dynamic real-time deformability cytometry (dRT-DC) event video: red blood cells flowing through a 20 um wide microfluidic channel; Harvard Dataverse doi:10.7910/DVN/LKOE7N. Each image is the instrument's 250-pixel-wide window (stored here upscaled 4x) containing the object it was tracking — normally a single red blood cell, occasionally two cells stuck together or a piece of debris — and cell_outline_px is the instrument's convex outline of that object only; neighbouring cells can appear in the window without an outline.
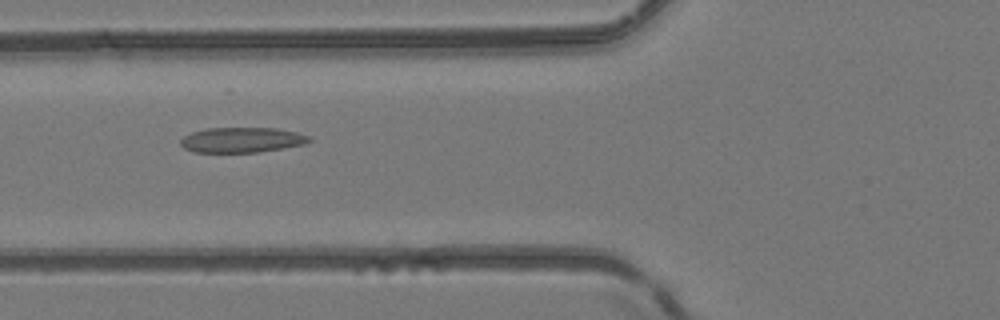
{"species": "common noctule bat (a hibernating species)", "species_latin": "Nyctalus noctula", "temperature_condition": "room temperature", "stored_images_in_passage": 47, "camera_frame_rate_fps": 3000, "um_per_image_px": 0.085, "animal": {"sex": "female", "body_mass_g": 24.6, "forearm_length_mm": 56.2}, "frame": {"image": 1, "passage_image": 17, "time_ms": 5.333, "image_size_px": [1000, 320], "cell_outline_px": [[312, 140], [304, 144], [256, 152], [192, 152], [184, 148], [180, 144], [180, 140], [184, 136], [192, 132], [208, 128], [276, 128], [296, 132], [312, 136]], "centroid_in_image_um": [20.55, 11.89], "position_along_channel_um": 105.3, "area_um2": 18.79}}
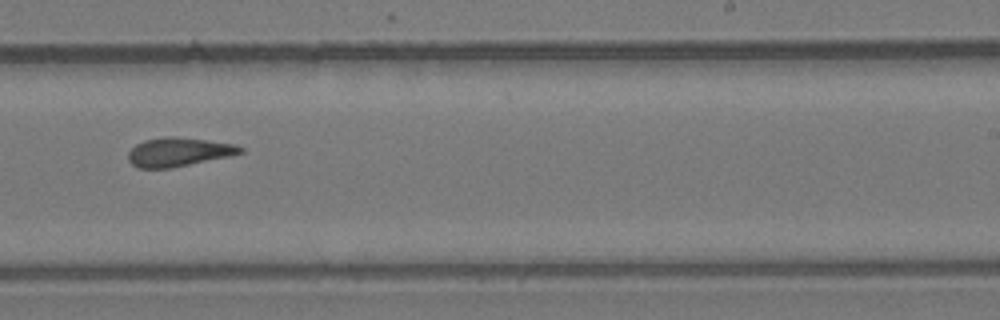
{"frame": {"image": 2, "passage_image": 29, "time_ms": 9.333, "image_size_px": [1000, 320], "cell_outline_px": [[244, 152], [228, 156], [172, 168], [136, 168], [128, 160], [128, 152], [136, 144], [144, 140], [164, 136], [172, 136], [236, 144], [244, 148]], "centroid_in_image_um": [15.15, 12.92], "position_along_channel_um": 273.8, "area_um2": 18.79}}
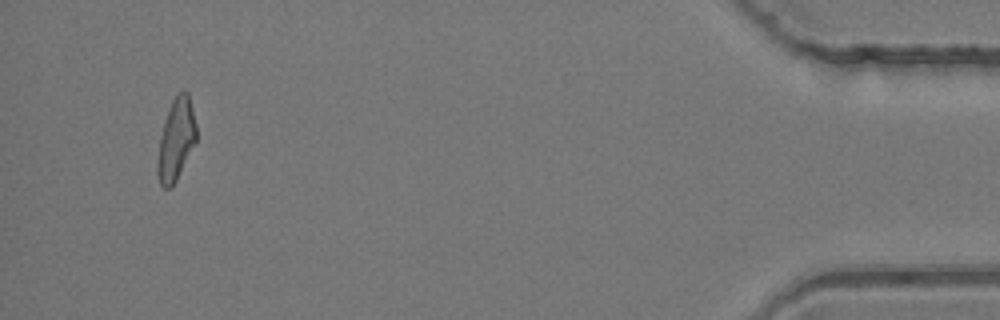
{"frame": {"image": 3, "passage_image": 45, "time_ms": 14.667, "image_size_px": [1000, 320], "cell_outline_px": [[196, 140], [172, 188], [164, 188], [160, 184], [156, 172], [156, 164], [160, 136], [164, 120], [168, 108], [172, 100], [180, 92], [188, 92], [196, 124]], "centroid_in_image_um": [14.93, 11.88], "position_along_channel_um": 420.3, "area_um2": 18.38}, "authors_computed_cell_mechanics": {"area_um2": 18.9584, "velocity_mm_per_s": 4.2186, "shape_relaxation_time_tau1_ms": null, "shape_relaxation_time_tau2_ms": 2.7644, "deformation_change_tau1": null, "deformation_change_tau2": 0.1192}}